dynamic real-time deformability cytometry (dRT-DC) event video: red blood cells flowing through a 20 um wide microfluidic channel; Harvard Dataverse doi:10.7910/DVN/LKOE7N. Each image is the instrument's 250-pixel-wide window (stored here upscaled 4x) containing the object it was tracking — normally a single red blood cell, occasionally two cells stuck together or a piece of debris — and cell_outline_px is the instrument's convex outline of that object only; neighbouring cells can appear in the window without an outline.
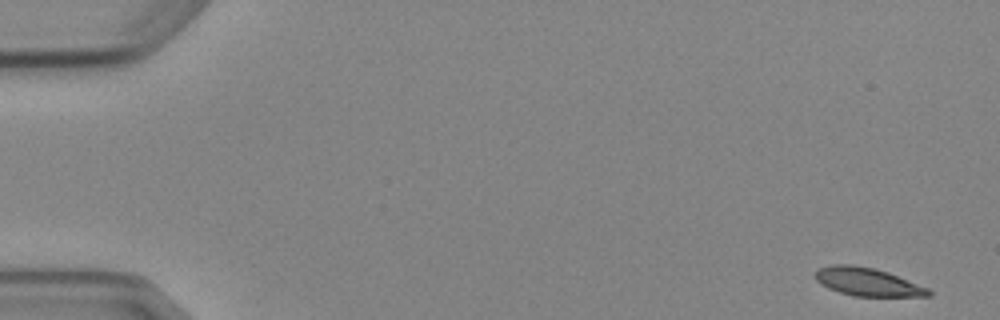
{"species": "Egyptian fruit bat (a non-hibernating species)", "species_latin": "Rousettus aegyptiacus", "temperature_condition": "cold", "stored_images_in_passage": 5, "camera_frame_rate_fps": 3000, "um_per_image_px": 0.085, "animal": {"sex": "female"}, "frame": {"image": 1, "passage_image": 1, "time_ms": 0.0, "image_size_px": [1000, 320], "cell_outline_px": [[932, 296], [856, 296], [840, 292], [828, 288], [820, 284], [816, 280], [816, 272], [820, 268], [832, 264], [852, 264], [872, 268], [888, 272], [928, 288], [932, 292]], "centroid_in_image_um": [73.74, 23.96], "position_along_channel_um": 11.3, "area_um2": 18.38}}
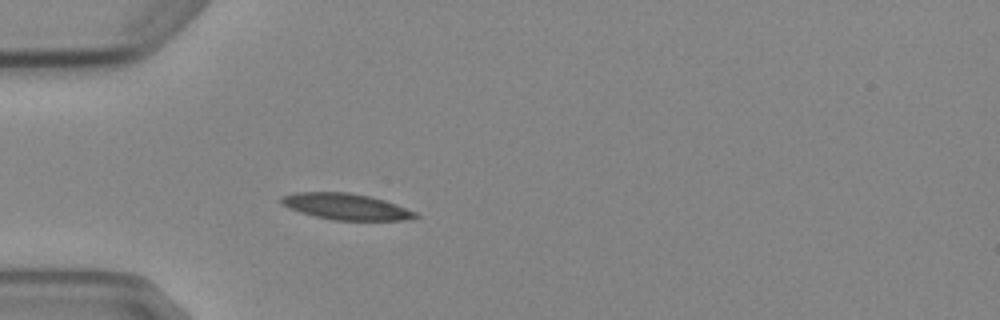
{"frame": {"image": 2, "passage_image": 5, "time_ms": 4.667, "image_size_px": [1000, 320], "cell_outline_px": [[420, 216], [412, 220], [336, 220], [316, 216], [300, 212], [288, 208], [280, 204], [280, 196], [296, 192], [348, 192], [372, 196], [396, 204], [416, 212]], "centroid_in_image_um": [29.41, 17.55], "position_along_channel_um": 55.6, "area_um2": 20.63}}